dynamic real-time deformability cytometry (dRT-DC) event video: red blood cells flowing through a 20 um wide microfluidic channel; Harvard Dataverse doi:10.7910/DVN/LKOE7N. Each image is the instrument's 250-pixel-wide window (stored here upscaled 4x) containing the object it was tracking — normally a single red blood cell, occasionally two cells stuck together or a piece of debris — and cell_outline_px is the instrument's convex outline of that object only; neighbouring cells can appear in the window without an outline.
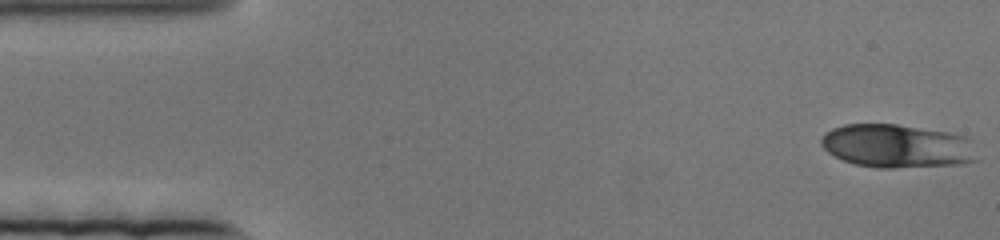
{"species": "human", "species_latin": "Homo sapiens", "temperature_condition": "cold", "stored_images_in_passage": 83, "camera_frame_rate_fps": 3000, "um_per_image_px": 0.085, "donor": {"sex": "female"}, "frame": {"image": 1, "passage_image": 1, "time_ms": 0.0, "image_size_px": [1000, 240], "cell_outline_px": [[980, 160], [964, 164], [892, 168], [876, 168], [856, 164], [844, 160], [828, 152], [820, 144], [820, 140], [824, 132], [832, 128], [844, 124], [896, 124], [948, 132], [964, 136], [972, 140]], "centroid_in_image_um": [76.3, 12.42], "position_along_channel_um": 8.7, "area_um2": 39.94}}
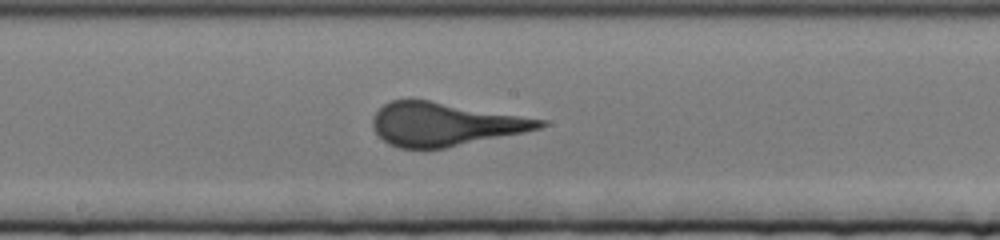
{"frame": {"image": 2, "passage_image": 42, "time_ms": 13.667, "image_size_px": [1000, 240], "cell_outline_px": [[548, 124], [540, 128], [524, 132], [444, 148], [400, 148], [388, 144], [376, 132], [372, 124], [372, 120], [376, 112], [384, 104], [392, 100], [428, 100], [548, 120]], "centroid_in_image_um": [37.82, 10.56], "position_along_channel_um": 210.4, "area_um2": 41.73}}
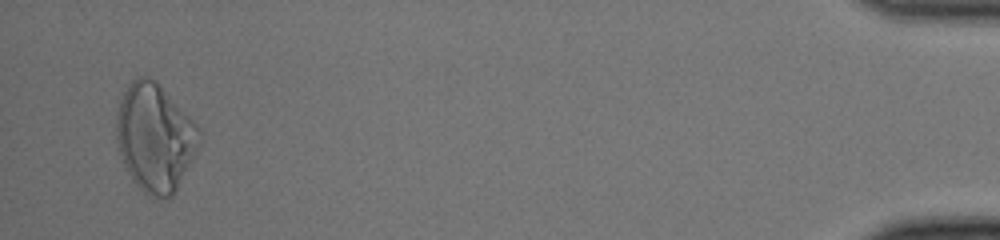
{"frame": {"image": 3, "passage_image": 80, "time_ms": 26.333, "image_size_px": [1000, 240], "cell_outline_px": [[200, 144], [196, 152], [172, 196], [148, 196], [132, 180], [124, 164], [116, 140], [116, 116], [120, 100], [128, 84], [136, 76], [148, 76], [156, 80], [200, 128]], "centroid_in_image_um": [13.15, 11.65], "position_along_channel_um": 422.0, "area_um2": 51.67}}